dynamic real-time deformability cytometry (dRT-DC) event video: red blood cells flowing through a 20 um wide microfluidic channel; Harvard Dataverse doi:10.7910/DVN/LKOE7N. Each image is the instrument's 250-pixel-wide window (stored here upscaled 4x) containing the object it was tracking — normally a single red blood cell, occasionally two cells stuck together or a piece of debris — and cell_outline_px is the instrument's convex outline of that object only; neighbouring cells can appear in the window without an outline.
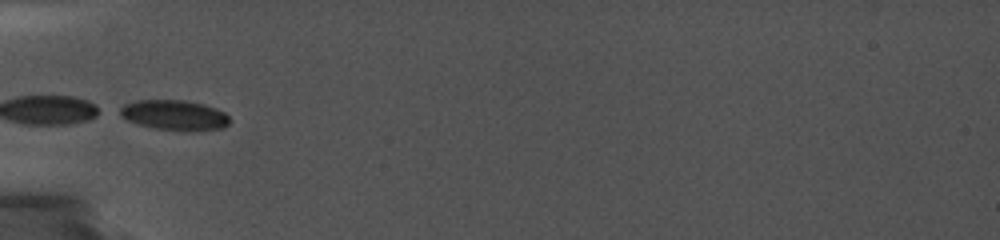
{"species": "common noctule bat (a hibernating species)", "species_latin": "Nyctalus noctula", "temperature_condition": "cold", "stored_images_in_passage": 16, "camera_frame_rate_fps": 5000, "um_per_image_px": 0.085, "animal": {"sex": "female", "body_mass_g": 19.0, "forearm_length_mm": 56.7}, "frame": {"image": 1, "passage_image": 1, "time_ms": 0.0, "image_size_px": [1000, 240], "cell_outline_px": [[228, 124], [224, 128], [184, 132], [156, 128], [140, 124], [128, 120], [120, 116], [120, 108], [124, 104], [136, 100], [184, 100], [204, 104], [216, 108], [224, 112], [228, 116]], "centroid_in_image_um": [14.84, 9.79], "position_along_channel_um": 70.2, "area_um2": 19.31}}